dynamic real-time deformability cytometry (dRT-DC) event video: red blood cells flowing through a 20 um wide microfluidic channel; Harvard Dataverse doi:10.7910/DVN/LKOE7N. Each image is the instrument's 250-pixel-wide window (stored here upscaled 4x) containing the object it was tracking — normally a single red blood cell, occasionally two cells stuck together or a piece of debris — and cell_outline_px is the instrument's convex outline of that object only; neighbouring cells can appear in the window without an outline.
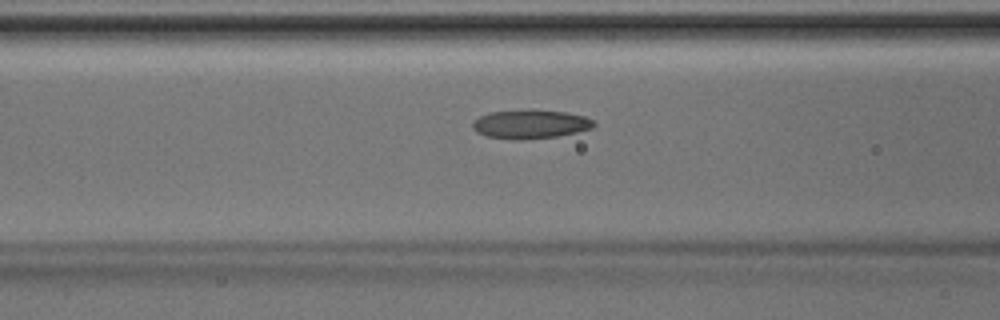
{"species": "Egyptian fruit bat (a non-hibernating species)", "species_latin": "Rousettus aegyptiacus", "temperature_condition": "room temperature", "stored_images_in_passage": 34, "segment_of_instrument_passage": [1, 2], "camera_frame_rate_fps": 3000, "um_per_image_px": 0.085, "animal": {"sex": "male"}, "frame": {"image": 1, "passage_image": 5, "time_ms": 1.333, "image_size_px": [1000, 320], "cell_outline_px": [[596, 124], [592, 128], [560, 136], [520, 140], [512, 140], [484, 136], [476, 132], [472, 128], [472, 124], [480, 116], [488, 112], [532, 108], [568, 112], [584, 116], [592, 120]], "centroid_in_image_um": [45.06, 10.54], "position_along_channel_um": 121.5, "area_um2": 20.92}}
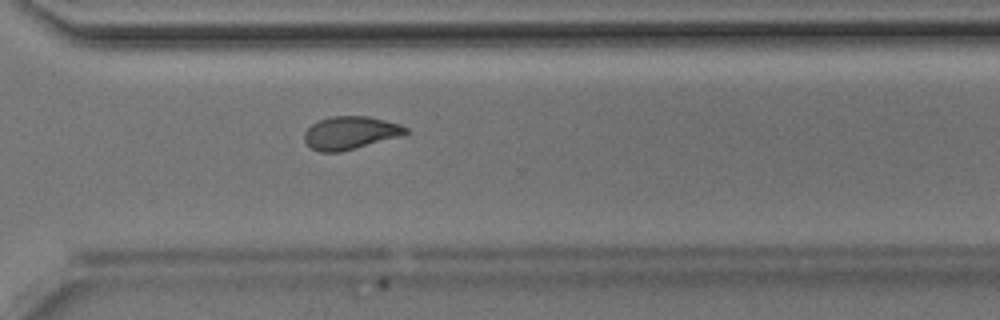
{"frame": {"image": 2, "passage_image": 20, "time_ms": 6.333, "image_size_px": [1000, 320], "cell_outline_px": [[408, 132], [404, 136], [340, 152], [320, 152], [312, 148], [304, 140], [304, 132], [312, 124], [320, 120], [332, 116], [368, 116], [400, 124], [408, 128]], "centroid_in_image_um": [29.81, 11.29], "position_along_channel_um": 340.8, "area_um2": 19.54}}
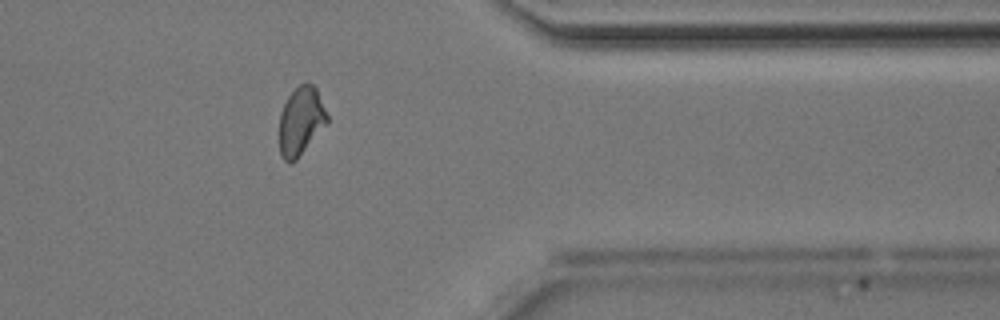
{"frame": {"image": 3, "passage_image": 24, "time_ms": 7.667, "image_size_px": [1000, 320], "cell_outline_px": [[328, 124], [296, 160], [292, 164], [288, 164], [280, 156], [280, 112], [288, 96], [304, 80], [308, 80], [316, 88], [328, 116]], "centroid_in_image_um": [25.58, 10.3], "position_along_channel_um": 385.8, "area_um2": 19.31}}